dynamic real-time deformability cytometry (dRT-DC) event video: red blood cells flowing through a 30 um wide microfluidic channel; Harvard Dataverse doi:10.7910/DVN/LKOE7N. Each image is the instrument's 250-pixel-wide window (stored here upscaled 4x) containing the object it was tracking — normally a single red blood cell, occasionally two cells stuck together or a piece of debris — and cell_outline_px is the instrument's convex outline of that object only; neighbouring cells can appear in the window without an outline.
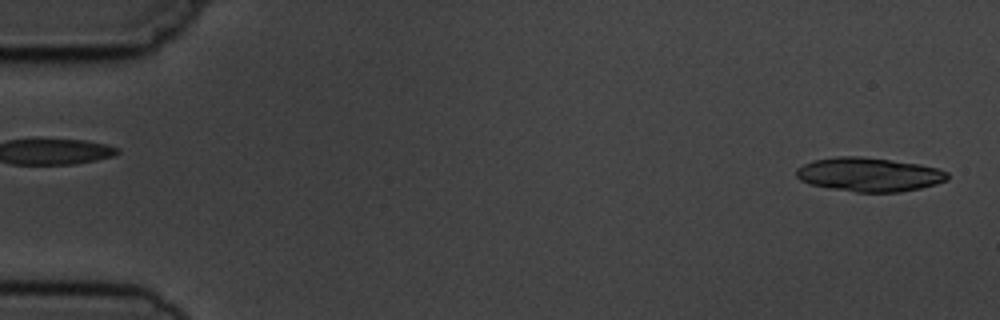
{"species": "common noctule bat (a hibernating species)", "species_latin": "Nyctalus noctula", "temperature_condition": "cold", "stored_images_in_passage": 6, "segment_of_instrument_passage": [2, 2], "camera_frame_rate_fps": 3000, "um_per_image_px": 0.085, "animal": {"sex": "male", "body_mass_g": 19.5, "forearm_length_mm": 54.6}, "frame": {"image": 1, "passage_image": 6, "time_ms": 5.667, "image_size_px": [1000, 320], "cell_outline_px": [[948, 180], [936, 184], [920, 188], [900, 192], [856, 192], [828, 188], [808, 184], [800, 180], [796, 176], [796, 168], [812, 160], [836, 156], [860, 156], [920, 164], [940, 168], [948, 172]], "centroid_in_image_um": [73.86, 14.83], "position_along_channel_um": 11.1, "area_um2": 30.17}}